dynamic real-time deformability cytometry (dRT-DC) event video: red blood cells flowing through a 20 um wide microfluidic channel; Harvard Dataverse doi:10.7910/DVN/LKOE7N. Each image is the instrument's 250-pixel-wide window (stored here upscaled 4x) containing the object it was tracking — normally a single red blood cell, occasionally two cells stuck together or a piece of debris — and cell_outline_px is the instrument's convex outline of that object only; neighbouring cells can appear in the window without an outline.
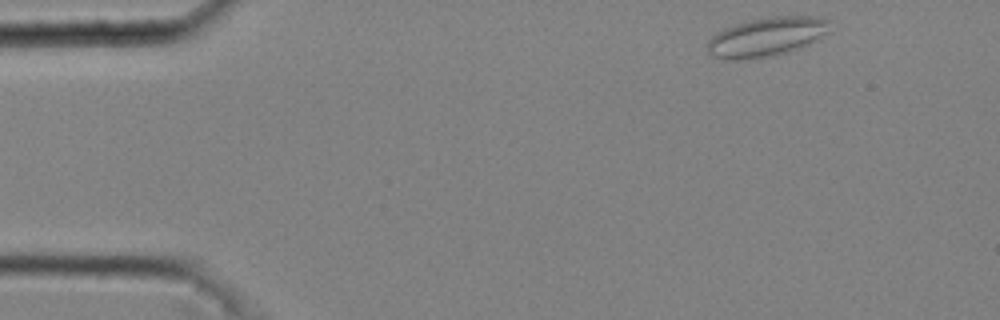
{"species": "common noctule bat (a hibernating species)", "species_latin": "Nyctalus noctula", "temperature_condition": "cold", "stored_images_in_passage": 39, "camera_frame_rate_fps": 3000, "um_per_image_px": 0.085, "animal": {"sex": "male", "body_mass_g": 20.4}, "frame": {"image": 1, "passage_image": 1, "time_ms": 0.0, "image_size_px": [1000, 320], "cell_outline_px": [[828, 32], [808, 44], [800, 48], [776, 56], [744, 60], [728, 60], [712, 56], [708, 52], [708, 40], [716, 32], [724, 28], [736, 24], [752, 20], [772, 16], [816, 16], [828, 20]], "centroid_in_image_um": [65.12, 3.15], "position_along_channel_um": 19.9, "area_um2": 27.92}}
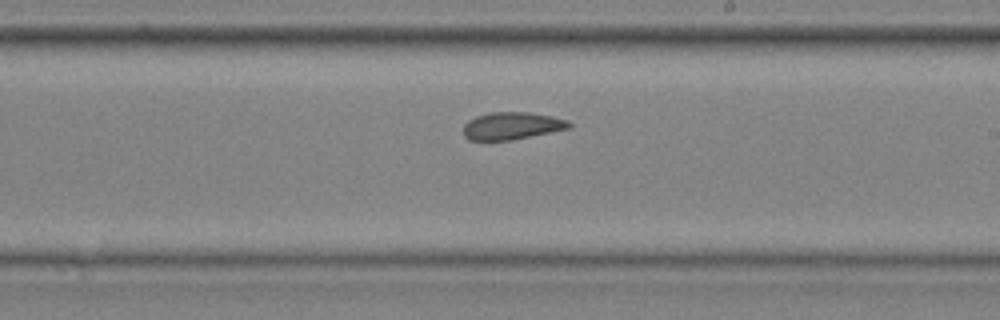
{"frame": {"image": 2, "passage_image": 24, "time_ms": 7.667, "image_size_px": [1000, 320], "cell_outline_px": [[572, 128], [512, 140], [468, 140], [464, 136], [464, 124], [468, 120], [476, 116], [492, 112], [528, 112], [552, 116], [568, 120], [572, 124]], "centroid_in_image_um": [43.53, 10.7], "position_along_channel_um": 245.5, "area_um2": 16.99}}
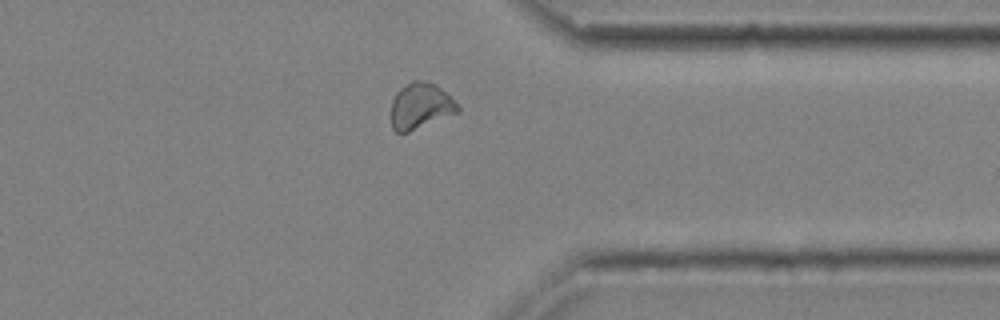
{"frame": {"image": 3, "passage_image": 34, "time_ms": 11.0, "image_size_px": [1000, 320], "cell_outline_px": [[460, 112], [408, 132], [396, 132], [392, 128], [392, 100], [396, 92], [400, 88], [412, 80], [428, 80], [436, 84], [460, 108]], "centroid_in_image_um": [35.73, 9.0], "position_along_channel_um": 375.7, "area_um2": 17.74}, "authors_computed_cell_mechanics": {"area_um2": 17.8024, "velocity_mm_per_s": 4.0309, "shape_relaxation_time_tau1_ms": null, "shape_relaxation_time_tau2_ms": 2.4511, "deformation_change_tau1": null, "deformation_change_tau2": 0.0521}}